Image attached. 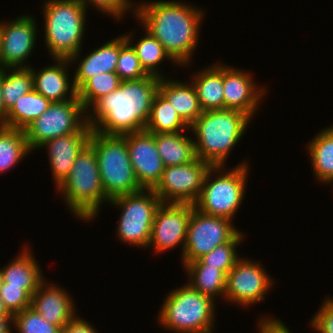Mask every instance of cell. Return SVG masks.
Here are the masks:
<instances>
[{"label":"cell","mask_w":333,"mask_h":333,"mask_svg":"<svg viewBox=\"0 0 333 333\" xmlns=\"http://www.w3.org/2000/svg\"><path fill=\"white\" fill-rule=\"evenodd\" d=\"M13 315L0 316V333H14L12 332Z\"/></svg>","instance_id":"b9f144b4"},{"label":"cell","mask_w":333,"mask_h":333,"mask_svg":"<svg viewBox=\"0 0 333 333\" xmlns=\"http://www.w3.org/2000/svg\"><path fill=\"white\" fill-rule=\"evenodd\" d=\"M258 333H267V319L258 320Z\"/></svg>","instance_id":"ee69618b"},{"label":"cell","mask_w":333,"mask_h":333,"mask_svg":"<svg viewBox=\"0 0 333 333\" xmlns=\"http://www.w3.org/2000/svg\"><path fill=\"white\" fill-rule=\"evenodd\" d=\"M115 72L122 81L139 80L149 76V74L141 66L135 50L126 41L124 34L120 36V51Z\"/></svg>","instance_id":"e575fe53"},{"label":"cell","mask_w":333,"mask_h":333,"mask_svg":"<svg viewBox=\"0 0 333 333\" xmlns=\"http://www.w3.org/2000/svg\"><path fill=\"white\" fill-rule=\"evenodd\" d=\"M44 40L55 59H70L82 49L87 9L79 0H44Z\"/></svg>","instance_id":"5b68a950"},{"label":"cell","mask_w":333,"mask_h":333,"mask_svg":"<svg viewBox=\"0 0 333 333\" xmlns=\"http://www.w3.org/2000/svg\"><path fill=\"white\" fill-rule=\"evenodd\" d=\"M211 166L209 162L196 158L191 163L165 167L152 190L161 202L194 204L200 196L206 173Z\"/></svg>","instance_id":"4fadbf2b"},{"label":"cell","mask_w":333,"mask_h":333,"mask_svg":"<svg viewBox=\"0 0 333 333\" xmlns=\"http://www.w3.org/2000/svg\"><path fill=\"white\" fill-rule=\"evenodd\" d=\"M52 61L55 63L37 70L30 66L34 90L51 102H62L76 98L77 89L73 78L68 77L71 74L67 71L70 70L68 67L72 65L70 60L55 58Z\"/></svg>","instance_id":"d6986e66"},{"label":"cell","mask_w":333,"mask_h":333,"mask_svg":"<svg viewBox=\"0 0 333 333\" xmlns=\"http://www.w3.org/2000/svg\"><path fill=\"white\" fill-rule=\"evenodd\" d=\"M158 91L170 102L179 116L190 126L201 114L198 96L192 82L160 78Z\"/></svg>","instance_id":"603a6c76"},{"label":"cell","mask_w":333,"mask_h":333,"mask_svg":"<svg viewBox=\"0 0 333 333\" xmlns=\"http://www.w3.org/2000/svg\"><path fill=\"white\" fill-rule=\"evenodd\" d=\"M143 2L135 4L133 17L162 44L178 67H190L199 41L204 10L185 1Z\"/></svg>","instance_id":"6da1fadb"},{"label":"cell","mask_w":333,"mask_h":333,"mask_svg":"<svg viewBox=\"0 0 333 333\" xmlns=\"http://www.w3.org/2000/svg\"><path fill=\"white\" fill-rule=\"evenodd\" d=\"M244 237V233L240 231L231 241L218 245L210 253L200 257L199 260L207 267L219 268L227 274L241 257L237 253V248L244 241Z\"/></svg>","instance_id":"836d02e7"},{"label":"cell","mask_w":333,"mask_h":333,"mask_svg":"<svg viewBox=\"0 0 333 333\" xmlns=\"http://www.w3.org/2000/svg\"><path fill=\"white\" fill-rule=\"evenodd\" d=\"M183 132L155 133V143L165 167L191 163L196 157L192 137Z\"/></svg>","instance_id":"484cf974"},{"label":"cell","mask_w":333,"mask_h":333,"mask_svg":"<svg viewBox=\"0 0 333 333\" xmlns=\"http://www.w3.org/2000/svg\"><path fill=\"white\" fill-rule=\"evenodd\" d=\"M30 152L23 129L0 126V173L15 167Z\"/></svg>","instance_id":"4dcf8cb0"},{"label":"cell","mask_w":333,"mask_h":333,"mask_svg":"<svg viewBox=\"0 0 333 333\" xmlns=\"http://www.w3.org/2000/svg\"><path fill=\"white\" fill-rule=\"evenodd\" d=\"M0 298L12 315L31 306V296L22 286H8L4 282L0 291Z\"/></svg>","instance_id":"74e56055"},{"label":"cell","mask_w":333,"mask_h":333,"mask_svg":"<svg viewBox=\"0 0 333 333\" xmlns=\"http://www.w3.org/2000/svg\"><path fill=\"white\" fill-rule=\"evenodd\" d=\"M29 247H22L23 251L1 268V273L8 286H22L32 297L46 277L43 276L42 269Z\"/></svg>","instance_id":"7402d4cb"},{"label":"cell","mask_w":333,"mask_h":333,"mask_svg":"<svg viewBox=\"0 0 333 333\" xmlns=\"http://www.w3.org/2000/svg\"><path fill=\"white\" fill-rule=\"evenodd\" d=\"M224 109L238 110L251 119L268 93L254 81L251 72L223 64Z\"/></svg>","instance_id":"2e32d148"},{"label":"cell","mask_w":333,"mask_h":333,"mask_svg":"<svg viewBox=\"0 0 333 333\" xmlns=\"http://www.w3.org/2000/svg\"><path fill=\"white\" fill-rule=\"evenodd\" d=\"M120 51V35L98 48H94L84 58H80L81 50L73 55L69 60L71 64L78 63L74 71L73 82L78 90L88 79L97 74L115 72ZM80 60V61H79Z\"/></svg>","instance_id":"44dd1931"},{"label":"cell","mask_w":333,"mask_h":333,"mask_svg":"<svg viewBox=\"0 0 333 333\" xmlns=\"http://www.w3.org/2000/svg\"><path fill=\"white\" fill-rule=\"evenodd\" d=\"M3 70L2 50H1V38H0V71Z\"/></svg>","instance_id":"bcb514c9"},{"label":"cell","mask_w":333,"mask_h":333,"mask_svg":"<svg viewBox=\"0 0 333 333\" xmlns=\"http://www.w3.org/2000/svg\"><path fill=\"white\" fill-rule=\"evenodd\" d=\"M239 232L233 221L204 214L194 207L188 223L183 255L180 258L182 266L198 260L218 245L231 241Z\"/></svg>","instance_id":"8fae6325"},{"label":"cell","mask_w":333,"mask_h":333,"mask_svg":"<svg viewBox=\"0 0 333 333\" xmlns=\"http://www.w3.org/2000/svg\"><path fill=\"white\" fill-rule=\"evenodd\" d=\"M121 81L116 72L97 74L77 90V96L87 111L98 99L118 89Z\"/></svg>","instance_id":"d6a6232c"},{"label":"cell","mask_w":333,"mask_h":333,"mask_svg":"<svg viewBox=\"0 0 333 333\" xmlns=\"http://www.w3.org/2000/svg\"><path fill=\"white\" fill-rule=\"evenodd\" d=\"M86 9L91 5L94 9L100 11V13L108 14L110 17L118 20H122L125 14L132 12L135 14V3L132 0H79ZM127 12V13H126Z\"/></svg>","instance_id":"8d00e7d4"},{"label":"cell","mask_w":333,"mask_h":333,"mask_svg":"<svg viewBox=\"0 0 333 333\" xmlns=\"http://www.w3.org/2000/svg\"><path fill=\"white\" fill-rule=\"evenodd\" d=\"M33 89V75L30 67L2 70V97L7 111L21 96Z\"/></svg>","instance_id":"1f68e13d"},{"label":"cell","mask_w":333,"mask_h":333,"mask_svg":"<svg viewBox=\"0 0 333 333\" xmlns=\"http://www.w3.org/2000/svg\"><path fill=\"white\" fill-rule=\"evenodd\" d=\"M7 112L2 97V71H0V126H6Z\"/></svg>","instance_id":"7bdbcfd3"},{"label":"cell","mask_w":333,"mask_h":333,"mask_svg":"<svg viewBox=\"0 0 333 333\" xmlns=\"http://www.w3.org/2000/svg\"><path fill=\"white\" fill-rule=\"evenodd\" d=\"M13 328L17 333H61L58 326L47 322L31 307L13 315Z\"/></svg>","instance_id":"d590c367"},{"label":"cell","mask_w":333,"mask_h":333,"mask_svg":"<svg viewBox=\"0 0 333 333\" xmlns=\"http://www.w3.org/2000/svg\"><path fill=\"white\" fill-rule=\"evenodd\" d=\"M225 166L210 167L194 206L204 214L233 221L244 201L250 165L248 161H242L231 169Z\"/></svg>","instance_id":"52a82bcc"},{"label":"cell","mask_w":333,"mask_h":333,"mask_svg":"<svg viewBox=\"0 0 333 333\" xmlns=\"http://www.w3.org/2000/svg\"><path fill=\"white\" fill-rule=\"evenodd\" d=\"M91 133H72L59 136L42 144L39 149L48 150L49 167L57 189L69 176L73 163L79 153L89 143Z\"/></svg>","instance_id":"ffe728a7"},{"label":"cell","mask_w":333,"mask_h":333,"mask_svg":"<svg viewBox=\"0 0 333 333\" xmlns=\"http://www.w3.org/2000/svg\"><path fill=\"white\" fill-rule=\"evenodd\" d=\"M183 268L189 278L187 283L193 289L215 301L217 297L224 298L226 274L222 270L207 267L199 259L185 264Z\"/></svg>","instance_id":"4316f807"},{"label":"cell","mask_w":333,"mask_h":333,"mask_svg":"<svg viewBox=\"0 0 333 333\" xmlns=\"http://www.w3.org/2000/svg\"><path fill=\"white\" fill-rule=\"evenodd\" d=\"M35 19L27 13L11 21L0 22L3 69L30 67L26 60L35 50L38 40Z\"/></svg>","instance_id":"9a60e30c"},{"label":"cell","mask_w":333,"mask_h":333,"mask_svg":"<svg viewBox=\"0 0 333 333\" xmlns=\"http://www.w3.org/2000/svg\"><path fill=\"white\" fill-rule=\"evenodd\" d=\"M321 304L309 321V326L317 333H333V298L327 296Z\"/></svg>","instance_id":"f35d334b"},{"label":"cell","mask_w":333,"mask_h":333,"mask_svg":"<svg viewBox=\"0 0 333 333\" xmlns=\"http://www.w3.org/2000/svg\"><path fill=\"white\" fill-rule=\"evenodd\" d=\"M191 77L202 111L224 109L223 63L211 64Z\"/></svg>","instance_id":"cb8c5ba5"},{"label":"cell","mask_w":333,"mask_h":333,"mask_svg":"<svg viewBox=\"0 0 333 333\" xmlns=\"http://www.w3.org/2000/svg\"><path fill=\"white\" fill-rule=\"evenodd\" d=\"M1 315H12L4 305V302L0 298V316Z\"/></svg>","instance_id":"f6af8a7d"},{"label":"cell","mask_w":333,"mask_h":333,"mask_svg":"<svg viewBox=\"0 0 333 333\" xmlns=\"http://www.w3.org/2000/svg\"><path fill=\"white\" fill-rule=\"evenodd\" d=\"M161 199L152 189L124 194L110 199L109 205L121 208L116 236L127 245L148 248L152 225Z\"/></svg>","instance_id":"9c48e42d"},{"label":"cell","mask_w":333,"mask_h":333,"mask_svg":"<svg viewBox=\"0 0 333 333\" xmlns=\"http://www.w3.org/2000/svg\"><path fill=\"white\" fill-rule=\"evenodd\" d=\"M50 104V100L33 89L21 96L9 109L6 126L24 130L31 122L41 116Z\"/></svg>","instance_id":"f546056e"},{"label":"cell","mask_w":333,"mask_h":333,"mask_svg":"<svg viewBox=\"0 0 333 333\" xmlns=\"http://www.w3.org/2000/svg\"><path fill=\"white\" fill-rule=\"evenodd\" d=\"M56 190L64 196L67 209L84 222L95 219L103 204H108L110 199L102 185L97 157L89 144L76 157L69 176Z\"/></svg>","instance_id":"277c9868"},{"label":"cell","mask_w":333,"mask_h":333,"mask_svg":"<svg viewBox=\"0 0 333 333\" xmlns=\"http://www.w3.org/2000/svg\"><path fill=\"white\" fill-rule=\"evenodd\" d=\"M88 144L96 154L102 185L109 199L143 190L122 135H105L92 130Z\"/></svg>","instance_id":"ba28073f"},{"label":"cell","mask_w":333,"mask_h":333,"mask_svg":"<svg viewBox=\"0 0 333 333\" xmlns=\"http://www.w3.org/2000/svg\"><path fill=\"white\" fill-rule=\"evenodd\" d=\"M307 144L312 173L319 183H333V125L322 129ZM333 186V184L331 185Z\"/></svg>","instance_id":"d4e9b609"},{"label":"cell","mask_w":333,"mask_h":333,"mask_svg":"<svg viewBox=\"0 0 333 333\" xmlns=\"http://www.w3.org/2000/svg\"><path fill=\"white\" fill-rule=\"evenodd\" d=\"M216 301L193 289L188 283L166 294L157 323L175 333H213Z\"/></svg>","instance_id":"8992f818"},{"label":"cell","mask_w":333,"mask_h":333,"mask_svg":"<svg viewBox=\"0 0 333 333\" xmlns=\"http://www.w3.org/2000/svg\"><path fill=\"white\" fill-rule=\"evenodd\" d=\"M144 30V36L140 37L139 41L135 42L133 37V31L131 33H125L124 36L126 41L132 46L135 50L136 55L138 56L141 66L149 75H154L157 77H166L162 72V68L159 67L163 60H169L173 64L178 65L166 52L162 44L147 30ZM133 41V42H132Z\"/></svg>","instance_id":"83f0119b"},{"label":"cell","mask_w":333,"mask_h":333,"mask_svg":"<svg viewBox=\"0 0 333 333\" xmlns=\"http://www.w3.org/2000/svg\"><path fill=\"white\" fill-rule=\"evenodd\" d=\"M267 319V333H291V330L285 326V323L280 318L261 316L258 319Z\"/></svg>","instance_id":"60d3db41"},{"label":"cell","mask_w":333,"mask_h":333,"mask_svg":"<svg viewBox=\"0 0 333 333\" xmlns=\"http://www.w3.org/2000/svg\"><path fill=\"white\" fill-rule=\"evenodd\" d=\"M77 315L61 328V333H99L89 321Z\"/></svg>","instance_id":"ab89813d"},{"label":"cell","mask_w":333,"mask_h":333,"mask_svg":"<svg viewBox=\"0 0 333 333\" xmlns=\"http://www.w3.org/2000/svg\"><path fill=\"white\" fill-rule=\"evenodd\" d=\"M3 283H4V281H3V277H2V273H1V269H0V291H1Z\"/></svg>","instance_id":"7dc6e473"},{"label":"cell","mask_w":333,"mask_h":333,"mask_svg":"<svg viewBox=\"0 0 333 333\" xmlns=\"http://www.w3.org/2000/svg\"><path fill=\"white\" fill-rule=\"evenodd\" d=\"M251 118L232 109L203 111L190 125L196 157L212 166L225 165L231 151L244 136Z\"/></svg>","instance_id":"3957f363"},{"label":"cell","mask_w":333,"mask_h":333,"mask_svg":"<svg viewBox=\"0 0 333 333\" xmlns=\"http://www.w3.org/2000/svg\"><path fill=\"white\" fill-rule=\"evenodd\" d=\"M127 141L135 176L143 189H153L159 182L164 164L155 143V133L144 130L122 135Z\"/></svg>","instance_id":"e0dca14e"},{"label":"cell","mask_w":333,"mask_h":333,"mask_svg":"<svg viewBox=\"0 0 333 333\" xmlns=\"http://www.w3.org/2000/svg\"><path fill=\"white\" fill-rule=\"evenodd\" d=\"M45 279L31 297V308L60 329L77 313L70 293Z\"/></svg>","instance_id":"ac0fdd59"},{"label":"cell","mask_w":333,"mask_h":333,"mask_svg":"<svg viewBox=\"0 0 333 333\" xmlns=\"http://www.w3.org/2000/svg\"><path fill=\"white\" fill-rule=\"evenodd\" d=\"M194 204L162 202L156 210L148 247L155 253L168 252L184 245Z\"/></svg>","instance_id":"5bb4252c"},{"label":"cell","mask_w":333,"mask_h":333,"mask_svg":"<svg viewBox=\"0 0 333 333\" xmlns=\"http://www.w3.org/2000/svg\"><path fill=\"white\" fill-rule=\"evenodd\" d=\"M189 129L190 126L158 91L153 98L151 113L145 130L151 133H174Z\"/></svg>","instance_id":"f1b7e54d"},{"label":"cell","mask_w":333,"mask_h":333,"mask_svg":"<svg viewBox=\"0 0 333 333\" xmlns=\"http://www.w3.org/2000/svg\"><path fill=\"white\" fill-rule=\"evenodd\" d=\"M87 112L78 96L62 102H51L48 109L25 129L31 153L46 141L72 133H92Z\"/></svg>","instance_id":"30bf717a"},{"label":"cell","mask_w":333,"mask_h":333,"mask_svg":"<svg viewBox=\"0 0 333 333\" xmlns=\"http://www.w3.org/2000/svg\"><path fill=\"white\" fill-rule=\"evenodd\" d=\"M160 77L124 80L118 89L98 99L86 112L87 124L105 135H123L144 130L158 92Z\"/></svg>","instance_id":"7a4b0ae2"},{"label":"cell","mask_w":333,"mask_h":333,"mask_svg":"<svg viewBox=\"0 0 333 333\" xmlns=\"http://www.w3.org/2000/svg\"><path fill=\"white\" fill-rule=\"evenodd\" d=\"M258 261L240 257L233 268L226 274L224 301L239 307H250L265 300L273 288L270 274Z\"/></svg>","instance_id":"7c38bea8"}]
</instances>
